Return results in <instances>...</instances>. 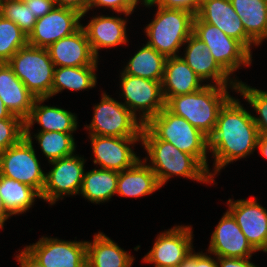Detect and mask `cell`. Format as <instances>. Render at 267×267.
<instances>
[{
    "mask_svg": "<svg viewBox=\"0 0 267 267\" xmlns=\"http://www.w3.org/2000/svg\"><path fill=\"white\" fill-rule=\"evenodd\" d=\"M193 34L203 41L212 57L230 75L243 65H251V52L238 40L227 36L218 27L200 20H193Z\"/></svg>",
    "mask_w": 267,
    "mask_h": 267,
    "instance_id": "obj_9",
    "label": "cell"
},
{
    "mask_svg": "<svg viewBox=\"0 0 267 267\" xmlns=\"http://www.w3.org/2000/svg\"><path fill=\"white\" fill-rule=\"evenodd\" d=\"M180 267H218L215 256L206 253L192 251L190 255L180 264Z\"/></svg>",
    "mask_w": 267,
    "mask_h": 267,
    "instance_id": "obj_39",
    "label": "cell"
},
{
    "mask_svg": "<svg viewBox=\"0 0 267 267\" xmlns=\"http://www.w3.org/2000/svg\"><path fill=\"white\" fill-rule=\"evenodd\" d=\"M94 105L92 122L85 125L89 135L110 137H141L142 122L124 104L103 92Z\"/></svg>",
    "mask_w": 267,
    "mask_h": 267,
    "instance_id": "obj_7",
    "label": "cell"
},
{
    "mask_svg": "<svg viewBox=\"0 0 267 267\" xmlns=\"http://www.w3.org/2000/svg\"><path fill=\"white\" fill-rule=\"evenodd\" d=\"M253 198L229 199L227 205L248 242L259 252L267 243V209L258 203L257 198Z\"/></svg>",
    "mask_w": 267,
    "mask_h": 267,
    "instance_id": "obj_16",
    "label": "cell"
},
{
    "mask_svg": "<svg viewBox=\"0 0 267 267\" xmlns=\"http://www.w3.org/2000/svg\"><path fill=\"white\" fill-rule=\"evenodd\" d=\"M7 64L36 98L52 97L55 66L47 48L26 45Z\"/></svg>",
    "mask_w": 267,
    "mask_h": 267,
    "instance_id": "obj_6",
    "label": "cell"
},
{
    "mask_svg": "<svg viewBox=\"0 0 267 267\" xmlns=\"http://www.w3.org/2000/svg\"><path fill=\"white\" fill-rule=\"evenodd\" d=\"M236 92L250 104L254 111L259 114L253 116L259 135L267 136V90H259L248 86V84L238 81Z\"/></svg>",
    "mask_w": 267,
    "mask_h": 267,
    "instance_id": "obj_34",
    "label": "cell"
},
{
    "mask_svg": "<svg viewBox=\"0 0 267 267\" xmlns=\"http://www.w3.org/2000/svg\"><path fill=\"white\" fill-rule=\"evenodd\" d=\"M33 15L38 19L45 16L56 7L55 0H25Z\"/></svg>",
    "mask_w": 267,
    "mask_h": 267,
    "instance_id": "obj_40",
    "label": "cell"
},
{
    "mask_svg": "<svg viewBox=\"0 0 267 267\" xmlns=\"http://www.w3.org/2000/svg\"><path fill=\"white\" fill-rule=\"evenodd\" d=\"M261 251L267 253V243H266V246Z\"/></svg>",
    "mask_w": 267,
    "mask_h": 267,
    "instance_id": "obj_49",
    "label": "cell"
},
{
    "mask_svg": "<svg viewBox=\"0 0 267 267\" xmlns=\"http://www.w3.org/2000/svg\"><path fill=\"white\" fill-rule=\"evenodd\" d=\"M49 98H35L31 114L25 120V132H30L35 123L41 126L39 132L56 131L73 133L77 130L76 114L56 106L42 105Z\"/></svg>",
    "mask_w": 267,
    "mask_h": 267,
    "instance_id": "obj_23",
    "label": "cell"
},
{
    "mask_svg": "<svg viewBox=\"0 0 267 267\" xmlns=\"http://www.w3.org/2000/svg\"><path fill=\"white\" fill-rule=\"evenodd\" d=\"M9 117H19L13 115L9 109L4 105L2 99L0 98V119H7Z\"/></svg>",
    "mask_w": 267,
    "mask_h": 267,
    "instance_id": "obj_46",
    "label": "cell"
},
{
    "mask_svg": "<svg viewBox=\"0 0 267 267\" xmlns=\"http://www.w3.org/2000/svg\"><path fill=\"white\" fill-rule=\"evenodd\" d=\"M162 267H180V264H177V265H166V266H162Z\"/></svg>",
    "mask_w": 267,
    "mask_h": 267,
    "instance_id": "obj_48",
    "label": "cell"
},
{
    "mask_svg": "<svg viewBox=\"0 0 267 267\" xmlns=\"http://www.w3.org/2000/svg\"><path fill=\"white\" fill-rule=\"evenodd\" d=\"M19 251V254H16L15 256V259L19 263L20 267H45L36 258H34L25 248Z\"/></svg>",
    "mask_w": 267,
    "mask_h": 267,
    "instance_id": "obj_43",
    "label": "cell"
},
{
    "mask_svg": "<svg viewBox=\"0 0 267 267\" xmlns=\"http://www.w3.org/2000/svg\"><path fill=\"white\" fill-rule=\"evenodd\" d=\"M202 82L204 81L187 65L182 55L166 59L161 82L165 103L171 97L202 89L205 86Z\"/></svg>",
    "mask_w": 267,
    "mask_h": 267,
    "instance_id": "obj_22",
    "label": "cell"
},
{
    "mask_svg": "<svg viewBox=\"0 0 267 267\" xmlns=\"http://www.w3.org/2000/svg\"><path fill=\"white\" fill-rule=\"evenodd\" d=\"M166 59L153 47L145 44L130 58L122 72L162 82Z\"/></svg>",
    "mask_w": 267,
    "mask_h": 267,
    "instance_id": "obj_29",
    "label": "cell"
},
{
    "mask_svg": "<svg viewBox=\"0 0 267 267\" xmlns=\"http://www.w3.org/2000/svg\"><path fill=\"white\" fill-rule=\"evenodd\" d=\"M106 7L112 11L127 17L131 15L137 5L132 0H89L88 11L93 8Z\"/></svg>",
    "mask_w": 267,
    "mask_h": 267,
    "instance_id": "obj_37",
    "label": "cell"
},
{
    "mask_svg": "<svg viewBox=\"0 0 267 267\" xmlns=\"http://www.w3.org/2000/svg\"><path fill=\"white\" fill-rule=\"evenodd\" d=\"M247 35L260 45L267 39V0H230Z\"/></svg>",
    "mask_w": 267,
    "mask_h": 267,
    "instance_id": "obj_27",
    "label": "cell"
},
{
    "mask_svg": "<svg viewBox=\"0 0 267 267\" xmlns=\"http://www.w3.org/2000/svg\"><path fill=\"white\" fill-rule=\"evenodd\" d=\"M258 137L253 115L232 96L220 109L214 132L208 138V151L214 157L212 178L229 163L253 154Z\"/></svg>",
    "mask_w": 267,
    "mask_h": 267,
    "instance_id": "obj_1",
    "label": "cell"
},
{
    "mask_svg": "<svg viewBox=\"0 0 267 267\" xmlns=\"http://www.w3.org/2000/svg\"><path fill=\"white\" fill-rule=\"evenodd\" d=\"M0 15L17 24L27 36L37 21L24 1L0 0Z\"/></svg>",
    "mask_w": 267,
    "mask_h": 267,
    "instance_id": "obj_35",
    "label": "cell"
},
{
    "mask_svg": "<svg viewBox=\"0 0 267 267\" xmlns=\"http://www.w3.org/2000/svg\"><path fill=\"white\" fill-rule=\"evenodd\" d=\"M142 160L139 159L130 168L118 172L116 195L139 198L162 188L147 160Z\"/></svg>",
    "mask_w": 267,
    "mask_h": 267,
    "instance_id": "obj_25",
    "label": "cell"
},
{
    "mask_svg": "<svg viewBox=\"0 0 267 267\" xmlns=\"http://www.w3.org/2000/svg\"><path fill=\"white\" fill-rule=\"evenodd\" d=\"M25 137V121L20 117L0 119V153Z\"/></svg>",
    "mask_w": 267,
    "mask_h": 267,
    "instance_id": "obj_36",
    "label": "cell"
},
{
    "mask_svg": "<svg viewBox=\"0 0 267 267\" xmlns=\"http://www.w3.org/2000/svg\"><path fill=\"white\" fill-rule=\"evenodd\" d=\"M0 194L6 210L13 215L26 213L40 194L32 187L0 175Z\"/></svg>",
    "mask_w": 267,
    "mask_h": 267,
    "instance_id": "obj_31",
    "label": "cell"
},
{
    "mask_svg": "<svg viewBox=\"0 0 267 267\" xmlns=\"http://www.w3.org/2000/svg\"><path fill=\"white\" fill-rule=\"evenodd\" d=\"M52 169L45 173V185L41 199L54 205L67 195H79L84 176L85 159L81 155H71L49 162Z\"/></svg>",
    "mask_w": 267,
    "mask_h": 267,
    "instance_id": "obj_11",
    "label": "cell"
},
{
    "mask_svg": "<svg viewBox=\"0 0 267 267\" xmlns=\"http://www.w3.org/2000/svg\"><path fill=\"white\" fill-rule=\"evenodd\" d=\"M82 15L69 8L55 7L45 16L37 19L33 30L28 35V45L48 48L61 38L78 31Z\"/></svg>",
    "mask_w": 267,
    "mask_h": 267,
    "instance_id": "obj_14",
    "label": "cell"
},
{
    "mask_svg": "<svg viewBox=\"0 0 267 267\" xmlns=\"http://www.w3.org/2000/svg\"><path fill=\"white\" fill-rule=\"evenodd\" d=\"M218 267H257L251 258L216 257Z\"/></svg>",
    "mask_w": 267,
    "mask_h": 267,
    "instance_id": "obj_42",
    "label": "cell"
},
{
    "mask_svg": "<svg viewBox=\"0 0 267 267\" xmlns=\"http://www.w3.org/2000/svg\"><path fill=\"white\" fill-rule=\"evenodd\" d=\"M87 267H132L134 256L111 238L98 232L93 242L86 241Z\"/></svg>",
    "mask_w": 267,
    "mask_h": 267,
    "instance_id": "obj_26",
    "label": "cell"
},
{
    "mask_svg": "<svg viewBox=\"0 0 267 267\" xmlns=\"http://www.w3.org/2000/svg\"><path fill=\"white\" fill-rule=\"evenodd\" d=\"M119 94L124 98V105L145 125L153 116H156L164 107L165 100L162 94L160 81L135 77L122 71Z\"/></svg>",
    "mask_w": 267,
    "mask_h": 267,
    "instance_id": "obj_10",
    "label": "cell"
},
{
    "mask_svg": "<svg viewBox=\"0 0 267 267\" xmlns=\"http://www.w3.org/2000/svg\"><path fill=\"white\" fill-rule=\"evenodd\" d=\"M118 171L92 169L84 172L79 194L91 203L109 201L117 191Z\"/></svg>",
    "mask_w": 267,
    "mask_h": 267,
    "instance_id": "obj_28",
    "label": "cell"
},
{
    "mask_svg": "<svg viewBox=\"0 0 267 267\" xmlns=\"http://www.w3.org/2000/svg\"><path fill=\"white\" fill-rule=\"evenodd\" d=\"M256 149L259 150L261 156L267 159V136L259 135Z\"/></svg>",
    "mask_w": 267,
    "mask_h": 267,
    "instance_id": "obj_44",
    "label": "cell"
},
{
    "mask_svg": "<svg viewBox=\"0 0 267 267\" xmlns=\"http://www.w3.org/2000/svg\"><path fill=\"white\" fill-rule=\"evenodd\" d=\"M184 45L187 46L184 47L185 53L182 58L203 81L210 80V85L215 83L218 86L230 87L236 92L239 80L229 77L230 75L212 57L203 41L192 33Z\"/></svg>",
    "mask_w": 267,
    "mask_h": 267,
    "instance_id": "obj_18",
    "label": "cell"
},
{
    "mask_svg": "<svg viewBox=\"0 0 267 267\" xmlns=\"http://www.w3.org/2000/svg\"><path fill=\"white\" fill-rule=\"evenodd\" d=\"M31 135L25 132L19 143L0 153V175L24 183L41 195L45 173L37 159Z\"/></svg>",
    "mask_w": 267,
    "mask_h": 267,
    "instance_id": "obj_8",
    "label": "cell"
},
{
    "mask_svg": "<svg viewBox=\"0 0 267 267\" xmlns=\"http://www.w3.org/2000/svg\"><path fill=\"white\" fill-rule=\"evenodd\" d=\"M57 7L69 8L79 12L82 19L88 12L89 0H55Z\"/></svg>",
    "mask_w": 267,
    "mask_h": 267,
    "instance_id": "obj_41",
    "label": "cell"
},
{
    "mask_svg": "<svg viewBox=\"0 0 267 267\" xmlns=\"http://www.w3.org/2000/svg\"><path fill=\"white\" fill-rule=\"evenodd\" d=\"M33 137L38 141L41 152L48 158V163L75 153L76 144L73 133L38 132Z\"/></svg>",
    "mask_w": 267,
    "mask_h": 267,
    "instance_id": "obj_32",
    "label": "cell"
},
{
    "mask_svg": "<svg viewBox=\"0 0 267 267\" xmlns=\"http://www.w3.org/2000/svg\"><path fill=\"white\" fill-rule=\"evenodd\" d=\"M136 5H138V2H142L141 4H146L149 0H132Z\"/></svg>",
    "mask_w": 267,
    "mask_h": 267,
    "instance_id": "obj_47",
    "label": "cell"
},
{
    "mask_svg": "<svg viewBox=\"0 0 267 267\" xmlns=\"http://www.w3.org/2000/svg\"><path fill=\"white\" fill-rule=\"evenodd\" d=\"M191 226H174L156 237L152 249L143 257V263L154 267L181 264L193 249Z\"/></svg>",
    "mask_w": 267,
    "mask_h": 267,
    "instance_id": "obj_13",
    "label": "cell"
},
{
    "mask_svg": "<svg viewBox=\"0 0 267 267\" xmlns=\"http://www.w3.org/2000/svg\"><path fill=\"white\" fill-rule=\"evenodd\" d=\"M89 138L94 156L93 164L99 165L100 169L120 172L141 159L132 149L134 144L141 142V137L89 135Z\"/></svg>",
    "mask_w": 267,
    "mask_h": 267,
    "instance_id": "obj_15",
    "label": "cell"
},
{
    "mask_svg": "<svg viewBox=\"0 0 267 267\" xmlns=\"http://www.w3.org/2000/svg\"><path fill=\"white\" fill-rule=\"evenodd\" d=\"M196 16L218 27L227 36L240 41L251 53L252 45L258 46L245 32L241 18L232 7L230 0H203Z\"/></svg>",
    "mask_w": 267,
    "mask_h": 267,
    "instance_id": "obj_19",
    "label": "cell"
},
{
    "mask_svg": "<svg viewBox=\"0 0 267 267\" xmlns=\"http://www.w3.org/2000/svg\"><path fill=\"white\" fill-rule=\"evenodd\" d=\"M228 88L207 83L196 92L171 97L165 107L209 138L214 132L220 109L231 98Z\"/></svg>",
    "mask_w": 267,
    "mask_h": 267,
    "instance_id": "obj_3",
    "label": "cell"
},
{
    "mask_svg": "<svg viewBox=\"0 0 267 267\" xmlns=\"http://www.w3.org/2000/svg\"><path fill=\"white\" fill-rule=\"evenodd\" d=\"M0 98L13 115L25 121L31 114L36 97L7 63H0Z\"/></svg>",
    "mask_w": 267,
    "mask_h": 267,
    "instance_id": "obj_24",
    "label": "cell"
},
{
    "mask_svg": "<svg viewBox=\"0 0 267 267\" xmlns=\"http://www.w3.org/2000/svg\"><path fill=\"white\" fill-rule=\"evenodd\" d=\"M26 45H28L27 34L17 24L0 15V63H7Z\"/></svg>",
    "mask_w": 267,
    "mask_h": 267,
    "instance_id": "obj_33",
    "label": "cell"
},
{
    "mask_svg": "<svg viewBox=\"0 0 267 267\" xmlns=\"http://www.w3.org/2000/svg\"><path fill=\"white\" fill-rule=\"evenodd\" d=\"M97 66L55 67L52 84V97L65 89L82 91L96 86Z\"/></svg>",
    "mask_w": 267,
    "mask_h": 267,
    "instance_id": "obj_30",
    "label": "cell"
},
{
    "mask_svg": "<svg viewBox=\"0 0 267 267\" xmlns=\"http://www.w3.org/2000/svg\"><path fill=\"white\" fill-rule=\"evenodd\" d=\"M127 18L116 16H94L86 26H83L93 54L98 58V51L102 48H112L126 44Z\"/></svg>",
    "mask_w": 267,
    "mask_h": 267,
    "instance_id": "obj_21",
    "label": "cell"
},
{
    "mask_svg": "<svg viewBox=\"0 0 267 267\" xmlns=\"http://www.w3.org/2000/svg\"><path fill=\"white\" fill-rule=\"evenodd\" d=\"M12 215L6 210L2 196L0 194V224L4 227L5 221H7Z\"/></svg>",
    "mask_w": 267,
    "mask_h": 267,
    "instance_id": "obj_45",
    "label": "cell"
},
{
    "mask_svg": "<svg viewBox=\"0 0 267 267\" xmlns=\"http://www.w3.org/2000/svg\"><path fill=\"white\" fill-rule=\"evenodd\" d=\"M210 240L207 251L215 257L251 258L257 252L228 210L216 225Z\"/></svg>",
    "mask_w": 267,
    "mask_h": 267,
    "instance_id": "obj_17",
    "label": "cell"
},
{
    "mask_svg": "<svg viewBox=\"0 0 267 267\" xmlns=\"http://www.w3.org/2000/svg\"><path fill=\"white\" fill-rule=\"evenodd\" d=\"M145 126L160 140L172 143L182 152L196 157L208 170V138L185 118L164 107Z\"/></svg>",
    "mask_w": 267,
    "mask_h": 267,
    "instance_id": "obj_5",
    "label": "cell"
},
{
    "mask_svg": "<svg viewBox=\"0 0 267 267\" xmlns=\"http://www.w3.org/2000/svg\"><path fill=\"white\" fill-rule=\"evenodd\" d=\"M141 144L148 154L144 160L149 159L148 166L161 187L174 175L205 184L215 183L212 172L196 157L182 152L172 143L158 139L145 125L141 132Z\"/></svg>",
    "mask_w": 267,
    "mask_h": 267,
    "instance_id": "obj_2",
    "label": "cell"
},
{
    "mask_svg": "<svg viewBox=\"0 0 267 267\" xmlns=\"http://www.w3.org/2000/svg\"><path fill=\"white\" fill-rule=\"evenodd\" d=\"M155 18L144 29L147 43L166 58L179 56L180 48L193 33L195 15L181 9L157 7ZM178 53V54H177Z\"/></svg>",
    "mask_w": 267,
    "mask_h": 267,
    "instance_id": "obj_4",
    "label": "cell"
},
{
    "mask_svg": "<svg viewBox=\"0 0 267 267\" xmlns=\"http://www.w3.org/2000/svg\"><path fill=\"white\" fill-rule=\"evenodd\" d=\"M25 249L45 267H87L86 241L42 236Z\"/></svg>",
    "mask_w": 267,
    "mask_h": 267,
    "instance_id": "obj_12",
    "label": "cell"
},
{
    "mask_svg": "<svg viewBox=\"0 0 267 267\" xmlns=\"http://www.w3.org/2000/svg\"><path fill=\"white\" fill-rule=\"evenodd\" d=\"M55 67L97 66L98 59L92 52L84 29L61 38L47 48Z\"/></svg>",
    "mask_w": 267,
    "mask_h": 267,
    "instance_id": "obj_20",
    "label": "cell"
},
{
    "mask_svg": "<svg viewBox=\"0 0 267 267\" xmlns=\"http://www.w3.org/2000/svg\"><path fill=\"white\" fill-rule=\"evenodd\" d=\"M162 7L166 9H181L196 16L200 3L197 0H149L145 7Z\"/></svg>",
    "mask_w": 267,
    "mask_h": 267,
    "instance_id": "obj_38",
    "label": "cell"
}]
</instances>
